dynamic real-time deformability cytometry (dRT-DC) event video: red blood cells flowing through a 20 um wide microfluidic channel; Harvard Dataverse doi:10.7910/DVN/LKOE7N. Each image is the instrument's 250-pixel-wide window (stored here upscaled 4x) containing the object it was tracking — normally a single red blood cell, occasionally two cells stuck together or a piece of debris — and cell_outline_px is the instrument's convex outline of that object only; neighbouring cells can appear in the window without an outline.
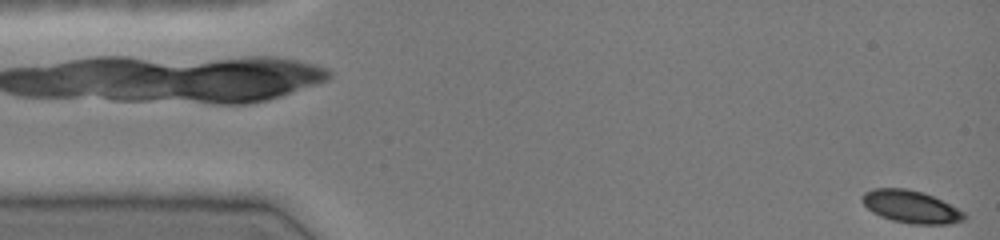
{"species": "common noctule bat (a hibernating species)", "species_latin": "Nyctalus noctula", "temperature_condition": "cold", "stored_images_in_passage": 6, "camera_frame_rate_fps": 3000, "um_per_image_px": 0.085, "animal": {"sex": "female", "body_mass_g": 19.0, "forearm_length_mm": 51.5}, "frame": {"image": 1, "passage_image": 6, "time_ms": 1.667, "image_size_px": [1000, 240], "cell_outline_px": [[968, 216], [964, 220], [952, 224], [908, 224], [892, 220], [880, 216], [872, 212], [860, 200], [864, 192], [872, 188], [904, 188], [920, 192], [932, 196], [964, 212]], "centroid_in_image_um": [77.41, 17.58], "position_along_channel_um": 7.6, "area_um2": 19.31}}